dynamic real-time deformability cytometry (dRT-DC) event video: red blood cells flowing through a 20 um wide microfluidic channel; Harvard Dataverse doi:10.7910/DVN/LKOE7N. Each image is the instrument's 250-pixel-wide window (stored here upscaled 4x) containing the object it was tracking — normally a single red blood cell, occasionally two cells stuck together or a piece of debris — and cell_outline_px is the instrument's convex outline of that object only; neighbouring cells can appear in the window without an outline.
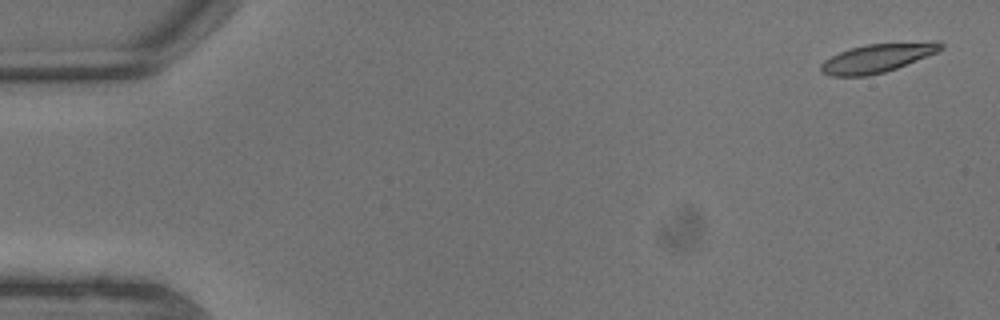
{"species": "common noctule bat (a hibernating species)", "species_latin": "Nyctalus noctula", "temperature_condition": "warm", "stored_images_in_passage": 6, "camera_frame_rate_fps": 3000, "um_per_image_px": 0.085, "animal": {"sex": "male", "body_mass_g": 13.3}, "frame": {"image": 1, "passage_image": 1, "time_ms": 0.0, "image_size_px": [1000, 320], "cell_outline_px": [[944, 48], [936, 52], [896, 68], [884, 72], [868, 76], [832, 76], [820, 72], [820, 64], [824, 60], [840, 52], [864, 44], [936, 40], [944, 44]], "centroid_in_image_um": [74.59, 4.91], "position_along_channel_um": 10.4, "area_um2": 20.17}}
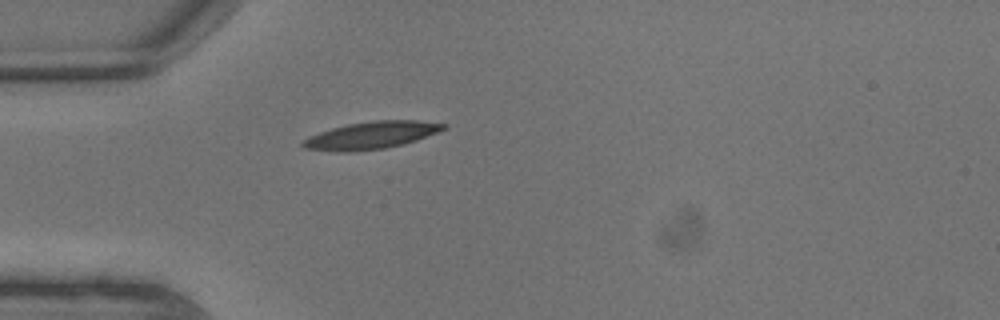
{"frame": {"image": 2, "passage_image": 6, "time_ms": 1.667, "image_size_px": [1000, 320], "cell_outline_px": [[448, 128], [416, 140], [404, 144], [384, 148], [352, 152], [336, 152], [304, 148], [300, 144], [308, 136], [332, 128], [348, 124], [376, 120], [416, 120], [448, 124]], "centroid_in_image_um": [31.56, 11.5], "position_along_channel_um": 53.4, "area_um2": 22.43}}